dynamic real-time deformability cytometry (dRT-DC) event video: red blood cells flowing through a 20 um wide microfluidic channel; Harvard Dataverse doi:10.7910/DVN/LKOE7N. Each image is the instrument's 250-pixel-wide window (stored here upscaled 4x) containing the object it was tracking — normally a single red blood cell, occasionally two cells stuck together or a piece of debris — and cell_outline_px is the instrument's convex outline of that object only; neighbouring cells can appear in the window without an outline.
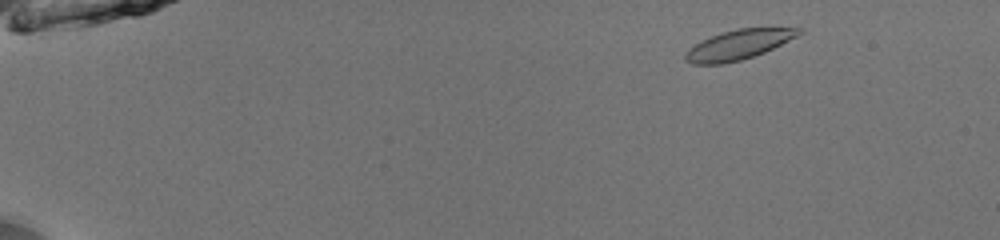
{"species": "common noctule bat (a hibernating species)", "species_latin": "Nyctalus noctula", "temperature_condition": "room temperature", "stored_images_in_passage": 48, "camera_frame_rate_fps": 3000, "um_per_image_px": 0.085, "animal": {"sex": "male", "body_mass_g": 13.0, "forearm_length_mm": 53.1}, "frame": {"image": 1, "passage_image": 3, "time_ms": 0.667, "image_size_px": [1000, 240], "cell_outline_px": [[804, 32], [764, 52], [740, 60], [720, 64], [692, 64], [684, 60], [684, 56], [688, 48], [712, 36], [736, 28], [800, 28]], "centroid_in_image_um": [62.74, 3.8], "position_along_channel_um": 22.3, "area_um2": 19.19}}
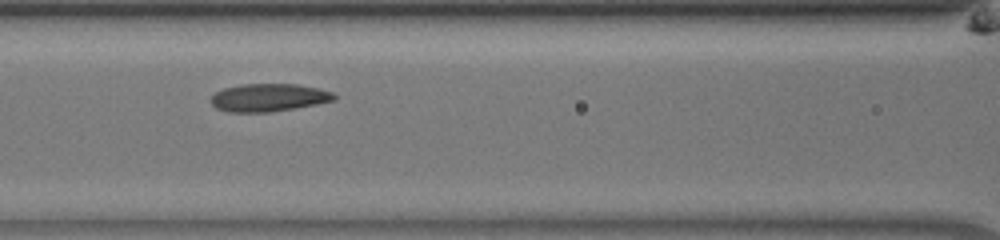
{"frame": {"image": 2, "passage_image": 21, "time_ms": 6.667, "image_size_px": [1000, 240], "cell_outline_px": [[336, 100], [316, 104], [268, 112], [228, 112], [216, 108], [212, 104], [212, 96], [216, 92], [224, 88], [240, 84], [296, 84], [320, 88], [332, 92], [336, 96]], "centroid_in_image_um": [22.85, 8.28], "position_along_channel_um": 143.8, "area_um2": 19.88}}
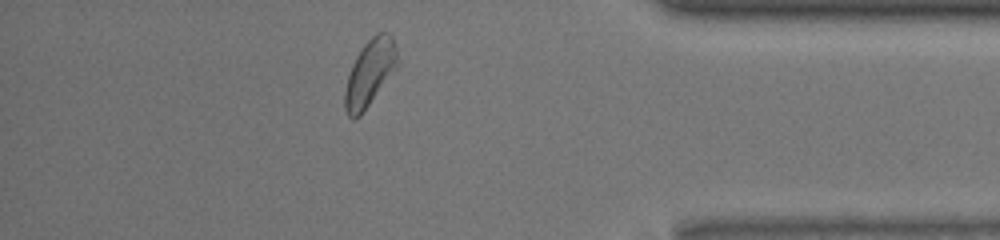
{"frame": {"image": 3, "passage_image": 42, "time_ms": 13.667, "image_size_px": [1000, 240], "cell_outline_px": [[400, 64], [360, 116], [352, 120], [348, 116], [344, 108], [344, 92], [348, 76], [352, 64], [356, 56], [364, 44], [376, 32], [388, 32], [392, 36], [396, 48]], "centroid_in_image_um": [31.44, 6.19], "position_along_channel_um": 403.8, "area_um2": 20.52}, "authors_computed_cell_mechanics": {"area_um2": 19.9121, "velocity_mm_per_s": 4.0149, "shape_relaxation_time_tau1_ms": 4.8739, "shape_relaxation_time_tau2_ms": 3.2165, "deformation_change_tau1": 0.0943, "deformation_change_tau2": 0.0985}}